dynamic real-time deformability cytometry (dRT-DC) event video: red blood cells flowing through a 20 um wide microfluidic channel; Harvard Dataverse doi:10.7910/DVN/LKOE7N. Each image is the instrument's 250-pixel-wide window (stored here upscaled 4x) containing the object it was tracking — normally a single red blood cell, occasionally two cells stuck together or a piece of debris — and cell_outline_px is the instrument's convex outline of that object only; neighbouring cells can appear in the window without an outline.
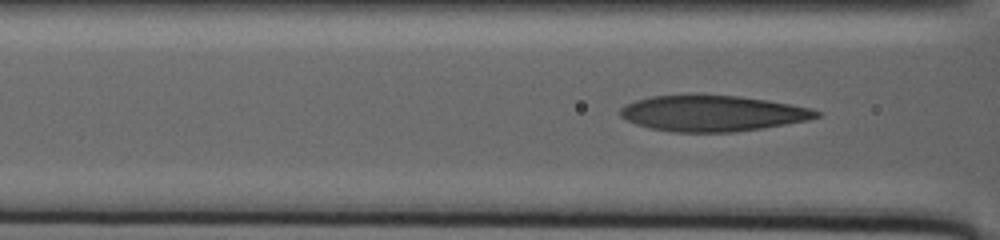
{"species": "human", "species_latin": "Homo sapiens", "temperature_condition": "warm", "stored_images_in_passage": 49, "camera_frame_rate_fps": 3000, "um_per_image_px": 0.085, "donor": {"sex": "male"}, "frame": {"image": 1, "passage_image": 5, "time_ms": 2.0, "image_size_px": [1000, 240], "cell_outline_px": [[820, 116], [808, 120], [760, 128], [732, 132], [672, 132], [648, 128], [636, 124], [620, 116], [620, 108], [624, 104], [636, 100], [652, 96], [688, 92], [736, 96], [768, 100], [812, 108], [820, 112]], "centroid_in_image_um": [60.49, 9.6], "position_along_channel_um": 106.1, "area_um2": 41.73}}
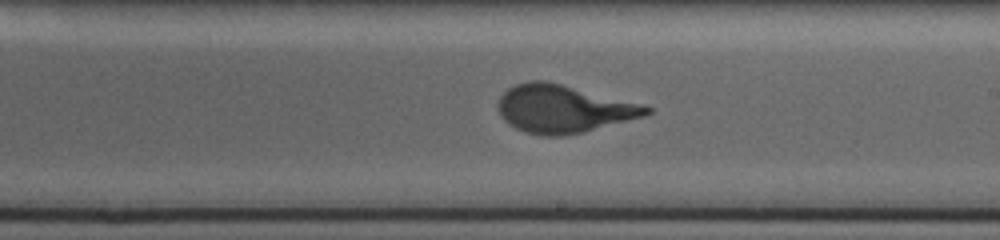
{"frame": {"image": 2, "passage_image": 30, "time_ms": 9.667, "image_size_px": [1000, 240], "cell_outline_px": [[652, 112], [644, 116], [584, 132], [564, 136], [540, 136], [516, 128], [508, 124], [500, 116], [496, 108], [496, 104], [500, 96], [508, 88], [516, 84], [528, 80], [548, 80], [644, 104], [652, 108]], "centroid_in_image_um": [47.87, 9.24], "position_along_channel_um": 241.1, "area_um2": 41.85}}
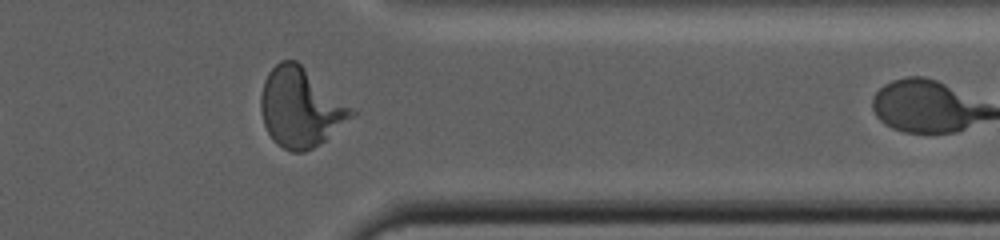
{"frame": {"image": 3, "passage_image": 44, "time_ms": 18.0, "image_size_px": [1000, 240], "cell_outline_px": [[356, 112], [352, 116], [324, 140], [312, 148], [304, 152], [292, 152], [276, 144], [272, 140], [264, 124], [260, 108], [260, 96], [264, 80], [268, 72], [280, 60], [296, 60], [352, 108]], "centroid_in_image_um": [25.49, 9.14], "position_along_channel_um": 385.9, "area_um2": 41.15}}